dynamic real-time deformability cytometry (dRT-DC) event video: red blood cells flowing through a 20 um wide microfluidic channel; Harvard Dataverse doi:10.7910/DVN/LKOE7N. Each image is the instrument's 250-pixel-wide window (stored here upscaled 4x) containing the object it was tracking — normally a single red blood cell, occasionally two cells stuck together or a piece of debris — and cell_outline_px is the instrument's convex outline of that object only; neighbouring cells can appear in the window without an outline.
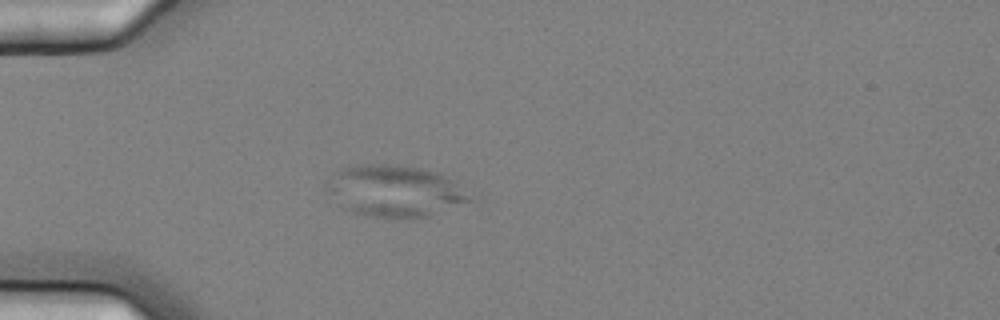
{"species": "common noctule bat (a hibernating species)", "species_latin": "Nyctalus noctula", "temperature_condition": "cold", "stored_images_in_passage": 7, "camera_frame_rate_fps": 3000, "um_per_image_px": 0.085, "animal": {"sex": "female", "body_mass_g": 25.1}, "frame": {"image": 1, "passage_image": 4, "time_ms": 1.0, "image_size_px": [1000, 320], "cell_outline_px": [[476, 200], [428, 216], [368, 216], [352, 212], [324, 188], [324, 184], [340, 168], [360, 164], [388, 164], [420, 168], [436, 172], [452, 180]], "centroid_in_image_um": [33.57, 16.21], "position_along_channel_um": 51.4, "area_um2": 42.14}}
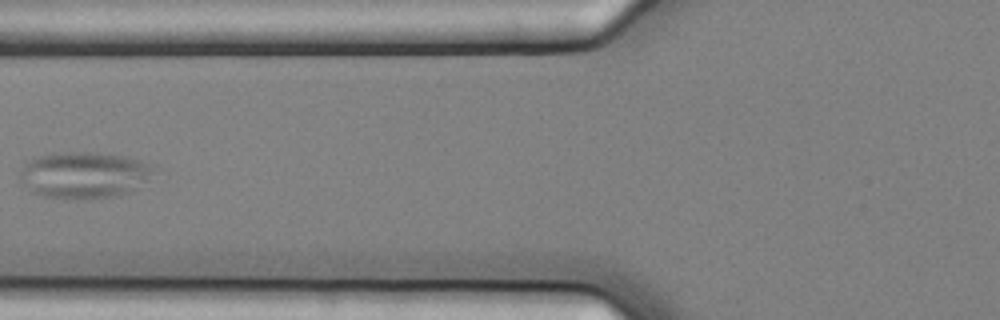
{"frame": {"image": 2, "passage_image": 6, "time_ms": 1.667, "image_size_px": [1000, 320], "cell_outline_px": [[160, 168], [148, 180], [116, 196], [44, 196], [28, 192], [20, 180], [16, 172], [32, 156], [56, 152], [88, 152], [124, 156], [156, 164]], "centroid_in_image_um": [7.1, 14.8], "position_along_channel_um": 118.7, "area_um2": 36.13}}
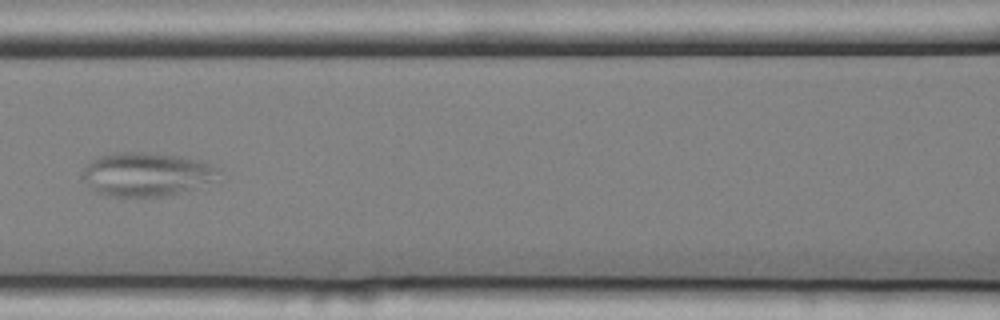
{"frame": {"image": 3, "passage_image": 7, "time_ms": 2.0, "image_size_px": [1000, 320], "cell_outline_px": [[216, 168], [208, 180], [196, 188], [160, 196], [108, 196], [96, 192], [80, 176], [84, 168], [92, 160], [100, 156], [116, 152], [140, 152], [180, 156], [216, 164]], "centroid_in_image_um": [12.34, 14.8], "position_along_channel_um": 154.3, "area_um2": 33.81}}